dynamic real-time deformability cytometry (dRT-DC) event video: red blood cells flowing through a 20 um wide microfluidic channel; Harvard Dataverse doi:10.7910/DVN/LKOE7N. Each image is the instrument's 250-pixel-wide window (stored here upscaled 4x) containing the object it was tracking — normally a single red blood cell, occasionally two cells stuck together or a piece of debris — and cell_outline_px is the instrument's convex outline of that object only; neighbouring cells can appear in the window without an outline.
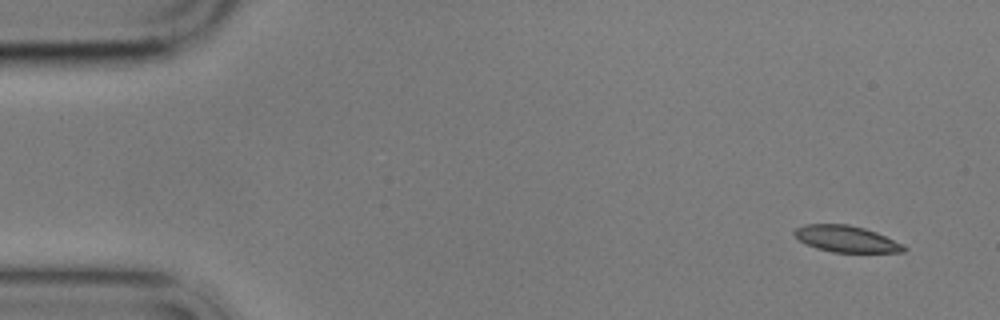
{"species": "common noctule bat (a hibernating species)", "species_latin": "Nyctalus noctula", "temperature_condition": "cold", "stored_images_in_passage": 5, "camera_frame_rate_fps": 3000, "um_per_image_px": 0.085, "animal": {"sex": "male", "body_mass_g": 17.9}, "frame": {"image": 1, "passage_image": 1, "time_ms": 0.0, "image_size_px": [1000, 320], "cell_outline_px": [[908, 248], [904, 252], [832, 252], [816, 248], [800, 240], [792, 232], [796, 228], [804, 224], [848, 224], [864, 228], [876, 232], [904, 244]], "centroid_in_image_um": [71.96, 20.3], "position_along_channel_um": 13.0, "area_um2": 16.82}}
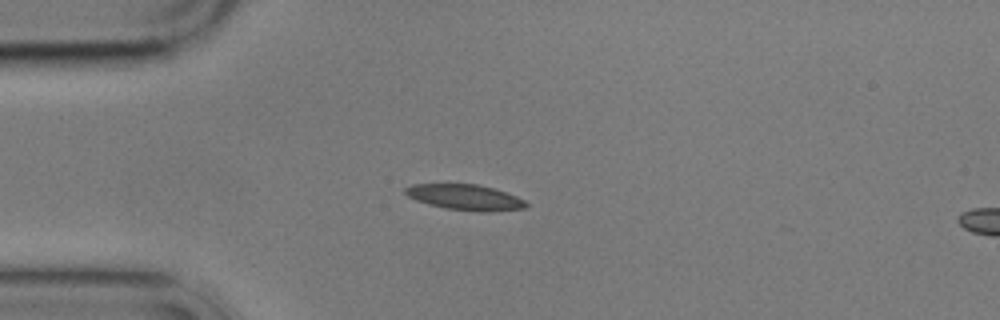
{"frame": {"image": 2, "passage_image": 4, "time_ms": 3.667, "image_size_px": [1000, 320], "cell_outline_px": [[528, 204], [524, 208], [484, 212], [480, 212], [444, 208], [428, 204], [416, 200], [408, 196], [404, 192], [404, 188], [412, 184], [476, 184], [492, 188], [516, 196], [524, 200]], "centroid_in_image_um": [39.49, 16.77], "position_along_channel_um": 45.5, "area_um2": 17.86}}